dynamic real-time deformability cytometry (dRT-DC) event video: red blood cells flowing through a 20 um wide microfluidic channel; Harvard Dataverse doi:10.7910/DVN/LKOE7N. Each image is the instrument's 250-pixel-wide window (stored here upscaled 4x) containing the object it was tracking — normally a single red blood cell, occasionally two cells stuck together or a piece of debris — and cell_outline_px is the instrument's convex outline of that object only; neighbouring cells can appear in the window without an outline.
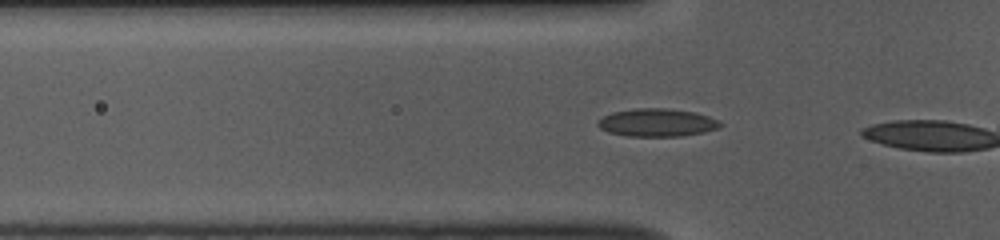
{"species": "common noctule bat (a hibernating species)", "species_latin": "Nyctalus noctula", "temperature_condition": "room temperature", "stored_images_in_passage": 5, "camera_frame_rate_fps": 3000, "um_per_image_px": 0.085, "animal": {"sex": "female", "body_mass_g": 10.0, "forearm_length_mm": 53.1}, "frame": {"image": 1, "passage_image": 3, "time_ms": 0.667, "image_size_px": [1000, 240], "cell_outline_px": [[724, 124], [720, 128], [704, 132], [680, 136], [628, 136], [608, 132], [600, 128], [596, 124], [604, 116], [612, 112], [636, 108], [668, 108], [696, 112], [720, 120]], "centroid_in_image_um": [55.9, 10.41], "position_along_channel_um": 69.9, "area_um2": 20.06}}